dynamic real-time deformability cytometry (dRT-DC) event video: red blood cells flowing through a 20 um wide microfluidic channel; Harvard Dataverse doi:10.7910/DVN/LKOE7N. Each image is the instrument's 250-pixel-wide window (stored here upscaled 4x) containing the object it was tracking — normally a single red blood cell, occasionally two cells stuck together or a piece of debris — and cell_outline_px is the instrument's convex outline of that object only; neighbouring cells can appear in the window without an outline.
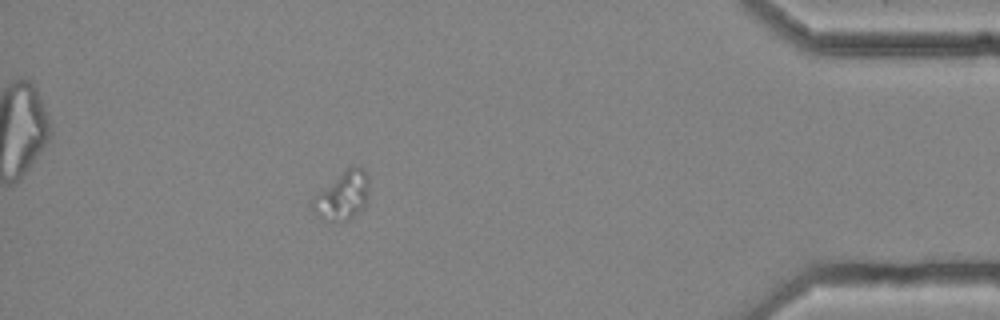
{"species": "common noctule bat (a hibernating species)", "species_latin": "Nyctalus noctula", "temperature_condition": "cold", "stored_images_in_passage": 59, "camera_frame_rate_fps": 3000, "um_per_image_px": 0.085, "animal": {"sex": "female", "body_mass_g": 25.1}, "frame": {"image": 1, "passage_image": 52, "time_ms": 17.0, "image_size_px": [1000, 320], "cell_outline_px": [[368, 200], [348, 220], [332, 220], [316, 216], [308, 204], [308, 200], [348, 164], [352, 164], [360, 168], [368, 176]], "centroid_in_image_um": [29.03, 16.57], "position_along_channel_um": 406.2, "area_um2": 16.24}}